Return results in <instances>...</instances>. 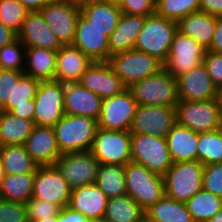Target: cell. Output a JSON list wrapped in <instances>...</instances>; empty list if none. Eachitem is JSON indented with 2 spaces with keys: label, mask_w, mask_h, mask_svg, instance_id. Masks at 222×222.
<instances>
[{
  "label": "cell",
  "mask_w": 222,
  "mask_h": 222,
  "mask_svg": "<svg viewBox=\"0 0 222 222\" xmlns=\"http://www.w3.org/2000/svg\"><path fill=\"white\" fill-rule=\"evenodd\" d=\"M197 152L203 165L222 163V128L198 133Z\"/></svg>",
  "instance_id": "74e56055"
},
{
  "label": "cell",
  "mask_w": 222,
  "mask_h": 222,
  "mask_svg": "<svg viewBox=\"0 0 222 222\" xmlns=\"http://www.w3.org/2000/svg\"><path fill=\"white\" fill-rule=\"evenodd\" d=\"M87 220L84 215L68 206L61 208L58 214V222H87Z\"/></svg>",
  "instance_id": "c3c4849f"
},
{
  "label": "cell",
  "mask_w": 222,
  "mask_h": 222,
  "mask_svg": "<svg viewBox=\"0 0 222 222\" xmlns=\"http://www.w3.org/2000/svg\"><path fill=\"white\" fill-rule=\"evenodd\" d=\"M71 44L81 50L93 62H106L109 59V37L81 13Z\"/></svg>",
  "instance_id": "e0dca14e"
},
{
  "label": "cell",
  "mask_w": 222,
  "mask_h": 222,
  "mask_svg": "<svg viewBox=\"0 0 222 222\" xmlns=\"http://www.w3.org/2000/svg\"><path fill=\"white\" fill-rule=\"evenodd\" d=\"M176 79L178 100L201 101L215 99L217 86L208 74L204 63L188 72L182 73Z\"/></svg>",
  "instance_id": "ac0fdd59"
},
{
  "label": "cell",
  "mask_w": 222,
  "mask_h": 222,
  "mask_svg": "<svg viewBox=\"0 0 222 222\" xmlns=\"http://www.w3.org/2000/svg\"><path fill=\"white\" fill-rule=\"evenodd\" d=\"M95 184L108 198L126 195L124 166L100 164Z\"/></svg>",
  "instance_id": "d590c367"
},
{
  "label": "cell",
  "mask_w": 222,
  "mask_h": 222,
  "mask_svg": "<svg viewBox=\"0 0 222 222\" xmlns=\"http://www.w3.org/2000/svg\"><path fill=\"white\" fill-rule=\"evenodd\" d=\"M78 82L102 99L119 94L127 88L107 61L92 62Z\"/></svg>",
  "instance_id": "d6986e66"
},
{
  "label": "cell",
  "mask_w": 222,
  "mask_h": 222,
  "mask_svg": "<svg viewBox=\"0 0 222 222\" xmlns=\"http://www.w3.org/2000/svg\"><path fill=\"white\" fill-rule=\"evenodd\" d=\"M145 217L151 222H194L185 203L166 195L145 210Z\"/></svg>",
  "instance_id": "1f68e13d"
},
{
  "label": "cell",
  "mask_w": 222,
  "mask_h": 222,
  "mask_svg": "<svg viewBox=\"0 0 222 222\" xmlns=\"http://www.w3.org/2000/svg\"><path fill=\"white\" fill-rule=\"evenodd\" d=\"M199 11L200 0H156L155 13L176 22Z\"/></svg>",
  "instance_id": "f35d334b"
},
{
  "label": "cell",
  "mask_w": 222,
  "mask_h": 222,
  "mask_svg": "<svg viewBox=\"0 0 222 222\" xmlns=\"http://www.w3.org/2000/svg\"><path fill=\"white\" fill-rule=\"evenodd\" d=\"M23 74L22 71L0 69V109L11 101L12 87Z\"/></svg>",
  "instance_id": "bcb514c9"
},
{
  "label": "cell",
  "mask_w": 222,
  "mask_h": 222,
  "mask_svg": "<svg viewBox=\"0 0 222 222\" xmlns=\"http://www.w3.org/2000/svg\"><path fill=\"white\" fill-rule=\"evenodd\" d=\"M34 104V125L53 127L65 115L64 83L40 81Z\"/></svg>",
  "instance_id": "30bf717a"
},
{
  "label": "cell",
  "mask_w": 222,
  "mask_h": 222,
  "mask_svg": "<svg viewBox=\"0 0 222 222\" xmlns=\"http://www.w3.org/2000/svg\"><path fill=\"white\" fill-rule=\"evenodd\" d=\"M99 165L89 151L61 154L54 163L71 190L95 184Z\"/></svg>",
  "instance_id": "8fae6325"
},
{
  "label": "cell",
  "mask_w": 222,
  "mask_h": 222,
  "mask_svg": "<svg viewBox=\"0 0 222 222\" xmlns=\"http://www.w3.org/2000/svg\"><path fill=\"white\" fill-rule=\"evenodd\" d=\"M34 222H58V216Z\"/></svg>",
  "instance_id": "6f0895ef"
},
{
  "label": "cell",
  "mask_w": 222,
  "mask_h": 222,
  "mask_svg": "<svg viewBox=\"0 0 222 222\" xmlns=\"http://www.w3.org/2000/svg\"><path fill=\"white\" fill-rule=\"evenodd\" d=\"M18 39L25 47H40L54 51H58L63 45L45 23L40 11L28 12L18 33Z\"/></svg>",
  "instance_id": "7402d4cb"
},
{
  "label": "cell",
  "mask_w": 222,
  "mask_h": 222,
  "mask_svg": "<svg viewBox=\"0 0 222 222\" xmlns=\"http://www.w3.org/2000/svg\"><path fill=\"white\" fill-rule=\"evenodd\" d=\"M145 217V211L129 195L108 199L104 218L109 222H139Z\"/></svg>",
  "instance_id": "e575fe53"
},
{
  "label": "cell",
  "mask_w": 222,
  "mask_h": 222,
  "mask_svg": "<svg viewBox=\"0 0 222 222\" xmlns=\"http://www.w3.org/2000/svg\"><path fill=\"white\" fill-rule=\"evenodd\" d=\"M28 12L19 0H0V22L17 34Z\"/></svg>",
  "instance_id": "ab89813d"
},
{
  "label": "cell",
  "mask_w": 222,
  "mask_h": 222,
  "mask_svg": "<svg viewBox=\"0 0 222 222\" xmlns=\"http://www.w3.org/2000/svg\"><path fill=\"white\" fill-rule=\"evenodd\" d=\"M108 197L96 185H86L71 190L68 207L88 219L104 218Z\"/></svg>",
  "instance_id": "d4e9b609"
},
{
  "label": "cell",
  "mask_w": 222,
  "mask_h": 222,
  "mask_svg": "<svg viewBox=\"0 0 222 222\" xmlns=\"http://www.w3.org/2000/svg\"><path fill=\"white\" fill-rule=\"evenodd\" d=\"M175 109L176 122L195 132H211L222 128V116L215 99L179 100Z\"/></svg>",
  "instance_id": "9c48e42d"
},
{
  "label": "cell",
  "mask_w": 222,
  "mask_h": 222,
  "mask_svg": "<svg viewBox=\"0 0 222 222\" xmlns=\"http://www.w3.org/2000/svg\"><path fill=\"white\" fill-rule=\"evenodd\" d=\"M89 152L100 164L125 166L132 162L131 133L98 127Z\"/></svg>",
  "instance_id": "52a82bcc"
},
{
  "label": "cell",
  "mask_w": 222,
  "mask_h": 222,
  "mask_svg": "<svg viewBox=\"0 0 222 222\" xmlns=\"http://www.w3.org/2000/svg\"><path fill=\"white\" fill-rule=\"evenodd\" d=\"M25 205L28 222L56 217L61 210L58 205L36 198H30Z\"/></svg>",
  "instance_id": "b9f144b4"
},
{
  "label": "cell",
  "mask_w": 222,
  "mask_h": 222,
  "mask_svg": "<svg viewBox=\"0 0 222 222\" xmlns=\"http://www.w3.org/2000/svg\"><path fill=\"white\" fill-rule=\"evenodd\" d=\"M17 38L18 34L15 31L0 22V48L14 42Z\"/></svg>",
  "instance_id": "816d5d0a"
},
{
  "label": "cell",
  "mask_w": 222,
  "mask_h": 222,
  "mask_svg": "<svg viewBox=\"0 0 222 222\" xmlns=\"http://www.w3.org/2000/svg\"><path fill=\"white\" fill-rule=\"evenodd\" d=\"M175 123V107L138 105L130 126V133L166 138Z\"/></svg>",
  "instance_id": "4fadbf2b"
},
{
  "label": "cell",
  "mask_w": 222,
  "mask_h": 222,
  "mask_svg": "<svg viewBox=\"0 0 222 222\" xmlns=\"http://www.w3.org/2000/svg\"><path fill=\"white\" fill-rule=\"evenodd\" d=\"M206 50L193 38L177 31L173 36L170 53L163 63V68L172 76L178 77L203 63Z\"/></svg>",
  "instance_id": "5bb4252c"
},
{
  "label": "cell",
  "mask_w": 222,
  "mask_h": 222,
  "mask_svg": "<svg viewBox=\"0 0 222 222\" xmlns=\"http://www.w3.org/2000/svg\"><path fill=\"white\" fill-rule=\"evenodd\" d=\"M166 140L173 162L198 161V132L176 122L167 133Z\"/></svg>",
  "instance_id": "4316f807"
},
{
  "label": "cell",
  "mask_w": 222,
  "mask_h": 222,
  "mask_svg": "<svg viewBox=\"0 0 222 222\" xmlns=\"http://www.w3.org/2000/svg\"><path fill=\"white\" fill-rule=\"evenodd\" d=\"M208 74L213 80L216 86L222 84V54L213 53L206 50L205 57L203 59Z\"/></svg>",
  "instance_id": "7dc6e473"
},
{
  "label": "cell",
  "mask_w": 222,
  "mask_h": 222,
  "mask_svg": "<svg viewBox=\"0 0 222 222\" xmlns=\"http://www.w3.org/2000/svg\"><path fill=\"white\" fill-rule=\"evenodd\" d=\"M28 11H40L55 0H19Z\"/></svg>",
  "instance_id": "f5cc1de1"
},
{
  "label": "cell",
  "mask_w": 222,
  "mask_h": 222,
  "mask_svg": "<svg viewBox=\"0 0 222 222\" xmlns=\"http://www.w3.org/2000/svg\"><path fill=\"white\" fill-rule=\"evenodd\" d=\"M93 61L72 44L57 51L55 79L61 83L78 82Z\"/></svg>",
  "instance_id": "cb8c5ba5"
},
{
  "label": "cell",
  "mask_w": 222,
  "mask_h": 222,
  "mask_svg": "<svg viewBox=\"0 0 222 222\" xmlns=\"http://www.w3.org/2000/svg\"><path fill=\"white\" fill-rule=\"evenodd\" d=\"M203 167L199 161L173 162L163 175L165 195L178 202H187L202 189Z\"/></svg>",
  "instance_id": "5b68a950"
},
{
  "label": "cell",
  "mask_w": 222,
  "mask_h": 222,
  "mask_svg": "<svg viewBox=\"0 0 222 222\" xmlns=\"http://www.w3.org/2000/svg\"><path fill=\"white\" fill-rule=\"evenodd\" d=\"M26 47L17 38L14 42L0 48V69L24 72Z\"/></svg>",
  "instance_id": "60d3db41"
},
{
  "label": "cell",
  "mask_w": 222,
  "mask_h": 222,
  "mask_svg": "<svg viewBox=\"0 0 222 222\" xmlns=\"http://www.w3.org/2000/svg\"><path fill=\"white\" fill-rule=\"evenodd\" d=\"M185 204L194 222H208L222 208V198L202 188Z\"/></svg>",
  "instance_id": "8d00e7d4"
},
{
  "label": "cell",
  "mask_w": 222,
  "mask_h": 222,
  "mask_svg": "<svg viewBox=\"0 0 222 222\" xmlns=\"http://www.w3.org/2000/svg\"><path fill=\"white\" fill-rule=\"evenodd\" d=\"M177 22L156 13L146 17L137 37L135 50L145 52L164 63L170 53Z\"/></svg>",
  "instance_id": "7a4b0ae2"
},
{
  "label": "cell",
  "mask_w": 222,
  "mask_h": 222,
  "mask_svg": "<svg viewBox=\"0 0 222 222\" xmlns=\"http://www.w3.org/2000/svg\"><path fill=\"white\" fill-rule=\"evenodd\" d=\"M4 175H5V172H4V168L0 159V184H1L2 179L4 178Z\"/></svg>",
  "instance_id": "680465c9"
},
{
  "label": "cell",
  "mask_w": 222,
  "mask_h": 222,
  "mask_svg": "<svg viewBox=\"0 0 222 222\" xmlns=\"http://www.w3.org/2000/svg\"><path fill=\"white\" fill-rule=\"evenodd\" d=\"M107 62L127 88L163 69L161 61L135 49L112 55Z\"/></svg>",
  "instance_id": "ba28073f"
},
{
  "label": "cell",
  "mask_w": 222,
  "mask_h": 222,
  "mask_svg": "<svg viewBox=\"0 0 222 222\" xmlns=\"http://www.w3.org/2000/svg\"><path fill=\"white\" fill-rule=\"evenodd\" d=\"M24 145L38 166H53L61 155L54 129L50 126L34 125Z\"/></svg>",
  "instance_id": "44dd1931"
},
{
  "label": "cell",
  "mask_w": 222,
  "mask_h": 222,
  "mask_svg": "<svg viewBox=\"0 0 222 222\" xmlns=\"http://www.w3.org/2000/svg\"><path fill=\"white\" fill-rule=\"evenodd\" d=\"M39 85V80L23 74L12 87L11 101H7L0 110L33 121L35 114L34 98Z\"/></svg>",
  "instance_id": "603a6c76"
},
{
  "label": "cell",
  "mask_w": 222,
  "mask_h": 222,
  "mask_svg": "<svg viewBox=\"0 0 222 222\" xmlns=\"http://www.w3.org/2000/svg\"><path fill=\"white\" fill-rule=\"evenodd\" d=\"M208 222H222V208Z\"/></svg>",
  "instance_id": "9f6ffc18"
},
{
  "label": "cell",
  "mask_w": 222,
  "mask_h": 222,
  "mask_svg": "<svg viewBox=\"0 0 222 222\" xmlns=\"http://www.w3.org/2000/svg\"><path fill=\"white\" fill-rule=\"evenodd\" d=\"M200 11L222 17V0H200Z\"/></svg>",
  "instance_id": "681fc988"
},
{
  "label": "cell",
  "mask_w": 222,
  "mask_h": 222,
  "mask_svg": "<svg viewBox=\"0 0 222 222\" xmlns=\"http://www.w3.org/2000/svg\"><path fill=\"white\" fill-rule=\"evenodd\" d=\"M139 222H151V221H149L146 217H144L141 221H139Z\"/></svg>",
  "instance_id": "94428289"
},
{
  "label": "cell",
  "mask_w": 222,
  "mask_h": 222,
  "mask_svg": "<svg viewBox=\"0 0 222 222\" xmlns=\"http://www.w3.org/2000/svg\"><path fill=\"white\" fill-rule=\"evenodd\" d=\"M215 102L219 108V112L222 116V84L217 86L216 95H215Z\"/></svg>",
  "instance_id": "db71d44e"
},
{
  "label": "cell",
  "mask_w": 222,
  "mask_h": 222,
  "mask_svg": "<svg viewBox=\"0 0 222 222\" xmlns=\"http://www.w3.org/2000/svg\"><path fill=\"white\" fill-rule=\"evenodd\" d=\"M137 102L129 88L102 101L98 127L107 130L130 131Z\"/></svg>",
  "instance_id": "7c38bea8"
},
{
  "label": "cell",
  "mask_w": 222,
  "mask_h": 222,
  "mask_svg": "<svg viewBox=\"0 0 222 222\" xmlns=\"http://www.w3.org/2000/svg\"><path fill=\"white\" fill-rule=\"evenodd\" d=\"M87 222H109L105 218L100 219H88Z\"/></svg>",
  "instance_id": "91938a15"
},
{
  "label": "cell",
  "mask_w": 222,
  "mask_h": 222,
  "mask_svg": "<svg viewBox=\"0 0 222 222\" xmlns=\"http://www.w3.org/2000/svg\"><path fill=\"white\" fill-rule=\"evenodd\" d=\"M97 128L96 119L65 114L53 126L59 151L61 154L90 151Z\"/></svg>",
  "instance_id": "6da1fadb"
},
{
  "label": "cell",
  "mask_w": 222,
  "mask_h": 222,
  "mask_svg": "<svg viewBox=\"0 0 222 222\" xmlns=\"http://www.w3.org/2000/svg\"><path fill=\"white\" fill-rule=\"evenodd\" d=\"M57 51L40 47H26L24 74L39 81L55 79Z\"/></svg>",
  "instance_id": "f546056e"
},
{
  "label": "cell",
  "mask_w": 222,
  "mask_h": 222,
  "mask_svg": "<svg viewBox=\"0 0 222 222\" xmlns=\"http://www.w3.org/2000/svg\"><path fill=\"white\" fill-rule=\"evenodd\" d=\"M131 156L132 162L162 176L173 165L164 137L131 134Z\"/></svg>",
  "instance_id": "8992f818"
},
{
  "label": "cell",
  "mask_w": 222,
  "mask_h": 222,
  "mask_svg": "<svg viewBox=\"0 0 222 222\" xmlns=\"http://www.w3.org/2000/svg\"><path fill=\"white\" fill-rule=\"evenodd\" d=\"M33 127L32 120L0 110V146L24 145Z\"/></svg>",
  "instance_id": "4dcf8cb0"
},
{
  "label": "cell",
  "mask_w": 222,
  "mask_h": 222,
  "mask_svg": "<svg viewBox=\"0 0 222 222\" xmlns=\"http://www.w3.org/2000/svg\"><path fill=\"white\" fill-rule=\"evenodd\" d=\"M0 159L5 174L36 173L38 167L27 153L25 145L0 146Z\"/></svg>",
  "instance_id": "836d02e7"
},
{
  "label": "cell",
  "mask_w": 222,
  "mask_h": 222,
  "mask_svg": "<svg viewBox=\"0 0 222 222\" xmlns=\"http://www.w3.org/2000/svg\"><path fill=\"white\" fill-rule=\"evenodd\" d=\"M105 1L114 2V3H119L120 0H105Z\"/></svg>",
  "instance_id": "6125c7cd"
},
{
  "label": "cell",
  "mask_w": 222,
  "mask_h": 222,
  "mask_svg": "<svg viewBox=\"0 0 222 222\" xmlns=\"http://www.w3.org/2000/svg\"><path fill=\"white\" fill-rule=\"evenodd\" d=\"M0 222H28L26 205L0 198Z\"/></svg>",
  "instance_id": "ee69618b"
},
{
  "label": "cell",
  "mask_w": 222,
  "mask_h": 222,
  "mask_svg": "<svg viewBox=\"0 0 222 222\" xmlns=\"http://www.w3.org/2000/svg\"><path fill=\"white\" fill-rule=\"evenodd\" d=\"M129 89L138 105L176 107L177 79L164 68L158 73L134 82Z\"/></svg>",
  "instance_id": "277c9868"
},
{
  "label": "cell",
  "mask_w": 222,
  "mask_h": 222,
  "mask_svg": "<svg viewBox=\"0 0 222 222\" xmlns=\"http://www.w3.org/2000/svg\"><path fill=\"white\" fill-rule=\"evenodd\" d=\"M146 17L121 14L116 28L109 37V57L134 49Z\"/></svg>",
  "instance_id": "484cf974"
},
{
  "label": "cell",
  "mask_w": 222,
  "mask_h": 222,
  "mask_svg": "<svg viewBox=\"0 0 222 222\" xmlns=\"http://www.w3.org/2000/svg\"><path fill=\"white\" fill-rule=\"evenodd\" d=\"M208 51L222 54V17H216L214 35Z\"/></svg>",
  "instance_id": "f907efd6"
},
{
  "label": "cell",
  "mask_w": 222,
  "mask_h": 222,
  "mask_svg": "<svg viewBox=\"0 0 222 222\" xmlns=\"http://www.w3.org/2000/svg\"><path fill=\"white\" fill-rule=\"evenodd\" d=\"M103 99L79 82L64 83L65 114L82 115L98 120Z\"/></svg>",
  "instance_id": "ffe728a7"
},
{
  "label": "cell",
  "mask_w": 222,
  "mask_h": 222,
  "mask_svg": "<svg viewBox=\"0 0 222 222\" xmlns=\"http://www.w3.org/2000/svg\"><path fill=\"white\" fill-rule=\"evenodd\" d=\"M202 188L222 198V163L204 165Z\"/></svg>",
  "instance_id": "7bdbcfd3"
},
{
  "label": "cell",
  "mask_w": 222,
  "mask_h": 222,
  "mask_svg": "<svg viewBox=\"0 0 222 222\" xmlns=\"http://www.w3.org/2000/svg\"><path fill=\"white\" fill-rule=\"evenodd\" d=\"M35 173L5 174L0 184V198L26 204L32 197Z\"/></svg>",
  "instance_id": "d6a6232c"
},
{
  "label": "cell",
  "mask_w": 222,
  "mask_h": 222,
  "mask_svg": "<svg viewBox=\"0 0 222 222\" xmlns=\"http://www.w3.org/2000/svg\"><path fill=\"white\" fill-rule=\"evenodd\" d=\"M216 25V17L205 12H195L177 22V30L193 38L207 50L209 49Z\"/></svg>",
  "instance_id": "f1b7e54d"
},
{
  "label": "cell",
  "mask_w": 222,
  "mask_h": 222,
  "mask_svg": "<svg viewBox=\"0 0 222 222\" xmlns=\"http://www.w3.org/2000/svg\"><path fill=\"white\" fill-rule=\"evenodd\" d=\"M80 12L108 37L116 28L122 14L118 3L105 0H91L80 8Z\"/></svg>",
  "instance_id": "83f0119b"
},
{
  "label": "cell",
  "mask_w": 222,
  "mask_h": 222,
  "mask_svg": "<svg viewBox=\"0 0 222 222\" xmlns=\"http://www.w3.org/2000/svg\"><path fill=\"white\" fill-rule=\"evenodd\" d=\"M70 196L71 188L54 165L37 167L31 198L63 208L68 205Z\"/></svg>",
  "instance_id": "9a60e30c"
},
{
  "label": "cell",
  "mask_w": 222,
  "mask_h": 222,
  "mask_svg": "<svg viewBox=\"0 0 222 222\" xmlns=\"http://www.w3.org/2000/svg\"><path fill=\"white\" fill-rule=\"evenodd\" d=\"M127 195L145 211L165 195L162 175L149 171L143 165L129 162L124 166Z\"/></svg>",
  "instance_id": "3957f363"
},
{
  "label": "cell",
  "mask_w": 222,
  "mask_h": 222,
  "mask_svg": "<svg viewBox=\"0 0 222 222\" xmlns=\"http://www.w3.org/2000/svg\"><path fill=\"white\" fill-rule=\"evenodd\" d=\"M60 1L67 2L69 4H73L81 8L82 6L89 3L91 0H60Z\"/></svg>",
  "instance_id": "11a10c76"
},
{
  "label": "cell",
  "mask_w": 222,
  "mask_h": 222,
  "mask_svg": "<svg viewBox=\"0 0 222 222\" xmlns=\"http://www.w3.org/2000/svg\"><path fill=\"white\" fill-rule=\"evenodd\" d=\"M45 23L53 31L62 44H71L75 36V29L80 7L55 0L40 10Z\"/></svg>",
  "instance_id": "2e32d148"
},
{
  "label": "cell",
  "mask_w": 222,
  "mask_h": 222,
  "mask_svg": "<svg viewBox=\"0 0 222 222\" xmlns=\"http://www.w3.org/2000/svg\"><path fill=\"white\" fill-rule=\"evenodd\" d=\"M118 6L123 14L147 17L155 13L156 0H120Z\"/></svg>",
  "instance_id": "f6af8a7d"
}]
</instances>
